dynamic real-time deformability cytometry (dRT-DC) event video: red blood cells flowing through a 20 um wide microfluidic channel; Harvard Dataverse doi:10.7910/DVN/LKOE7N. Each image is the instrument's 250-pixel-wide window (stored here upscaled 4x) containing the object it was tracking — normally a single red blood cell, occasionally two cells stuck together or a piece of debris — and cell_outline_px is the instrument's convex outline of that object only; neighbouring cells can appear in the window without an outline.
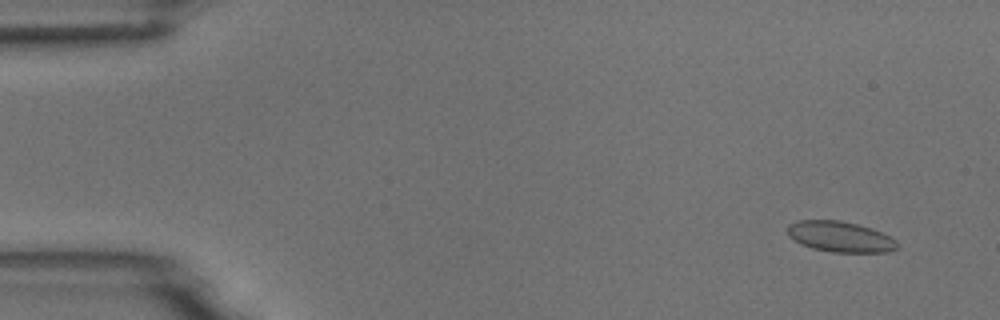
{"species": "common noctule bat (a hibernating species)", "species_latin": "Nyctalus noctula", "temperature_condition": "room temperature", "stored_images_in_passage": 7, "camera_frame_rate_fps": 3000, "um_per_image_px": 0.085, "animal": {"sex": "male", "body_mass_g": 18.8}, "frame": {"image": 1, "passage_image": 1, "time_ms": 0.0, "image_size_px": [1000, 320], "cell_outline_px": [[900, 244], [896, 248], [888, 252], [832, 252], [812, 248], [788, 236], [788, 224], [796, 220], [840, 220], [872, 228], [896, 240]], "centroid_in_image_um": [71.42, 20.11], "position_along_channel_um": 13.6, "area_um2": 19.48}}
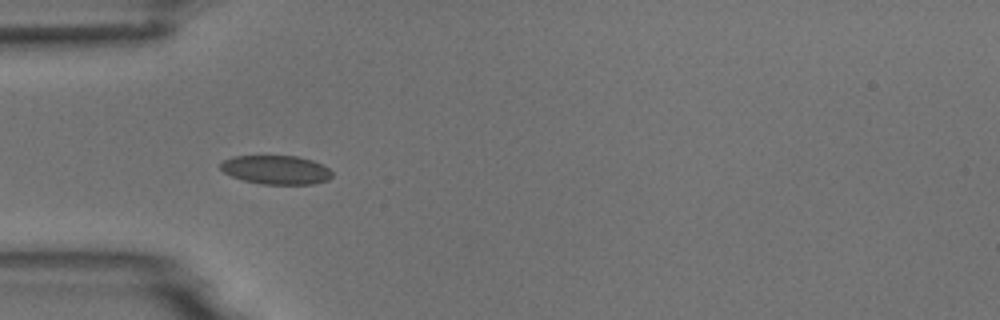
{"frame": {"image": 2, "passage_image": 5, "time_ms": 4.333, "image_size_px": [1000, 320], "cell_outline_px": [[332, 176], [328, 180], [312, 184], [260, 184], [244, 180], [232, 176], [224, 172], [220, 168], [220, 164], [224, 160], [232, 156], [296, 156], [312, 160], [328, 168], [332, 172]], "centroid_in_image_um": [23.46, 14.43], "position_along_channel_um": 61.5, "area_um2": 18.67}}